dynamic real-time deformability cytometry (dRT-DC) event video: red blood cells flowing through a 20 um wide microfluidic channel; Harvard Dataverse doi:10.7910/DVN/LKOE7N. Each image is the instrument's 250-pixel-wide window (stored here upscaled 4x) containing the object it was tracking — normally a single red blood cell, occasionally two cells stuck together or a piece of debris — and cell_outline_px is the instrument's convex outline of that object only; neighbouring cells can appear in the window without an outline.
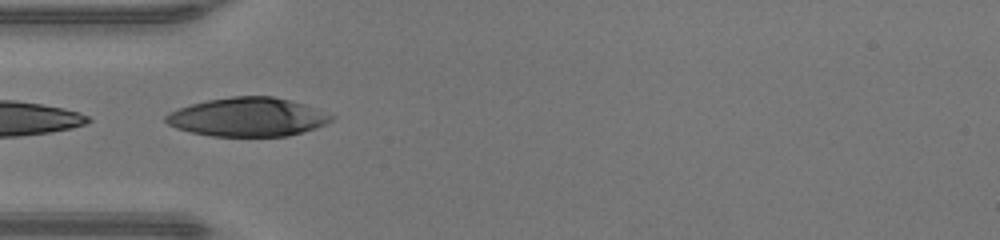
{"species": "human", "species_latin": "Homo sapiens", "temperature_condition": "warm", "stored_images_in_passage": 4, "camera_frame_rate_fps": 3000, "um_per_image_px": 0.085, "donor": {"sex": "male"}, "frame": {"image": 1, "passage_image": 1, "time_ms": 0.0, "image_size_px": [1000, 240], "cell_outline_px": [[336, 116], [332, 120], [316, 128], [288, 136], [212, 136], [192, 132], [176, 128], [168, 124], [164, 120], [164, 116], [168, 112], [192, 104], [208, 100], [232, 96], [272, 96], [304, 104]], "centroid_in_image_um": [21.05, 9.95], "position_along_channel_um": 64.0, "area_um2": 37.22}}